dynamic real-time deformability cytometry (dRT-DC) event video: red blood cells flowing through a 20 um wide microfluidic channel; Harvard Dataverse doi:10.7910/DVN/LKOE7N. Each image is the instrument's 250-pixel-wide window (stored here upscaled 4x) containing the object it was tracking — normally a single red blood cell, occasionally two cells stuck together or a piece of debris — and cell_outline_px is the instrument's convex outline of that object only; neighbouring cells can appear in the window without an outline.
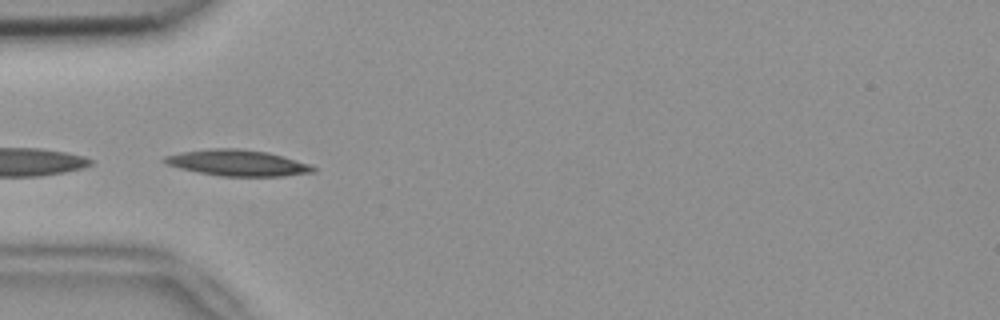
{"species": "common noctule bat (a hibernating species)", "species_latin": "Nyctalus noctula", "temperature_condition": "room temperature", "stored_images_in_passage": 17, "camera_frame_rate_fps": 3000, "um_per_image_px": 0.085, "animal": {"sex": "female", "body_mass_g": 18.4}, "frame": {"image": 1, "passage_image": 8, "time_ms": 2.333, "image_size_px": [1000, 320], "cell_outline_px": [[316, 172], [284, 176], [220, 176], [180, 168], [168, 164], [160, 160], [164, 156], [184, 152], [216, 148], [236, 148], [268, 152], [308, 164], [316, 168]], "centroid_in_image_um": [20.2, 13.85], "position_along_channel_um": 64.8, "area_um2": 22.25}}